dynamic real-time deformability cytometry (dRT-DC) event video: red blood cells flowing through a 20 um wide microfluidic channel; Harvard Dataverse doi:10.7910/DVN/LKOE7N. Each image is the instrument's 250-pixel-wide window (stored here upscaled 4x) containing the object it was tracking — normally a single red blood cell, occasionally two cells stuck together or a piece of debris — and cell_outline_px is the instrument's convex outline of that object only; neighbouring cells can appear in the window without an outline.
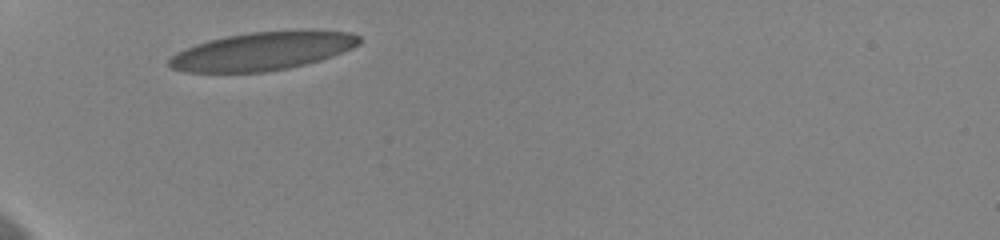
{"species": "human", "species_latin": "Homo sapiens", "temperature_condition": "cold", "stored_images_in_passage": 30, "camera_frame_rate_fps": 3000, "um_per_image_px": 0.085, "donor": {"sex": "female"}, "frame": {"image": 1, "passage_image": 1, "time_ms": 0.0, "image_size_px": [1000, 240], "cell_outline_px": [[360, 44], [352, 48], [332, 56], [320, 60], [288, 68], [264, 72], [184, 72], [172, 68], [168, 64], [168, 60], [176, 52], [196, 44], [208, 40], [228, 36], [252, 32], [300, 28], [308, 28], [352, 32], [360, 36]], "centroid_in_image_um": [22.38, 4.31], "position_along_channel_um": 62.6, "area_um2": 43.0}, "authors_computed_cell_mechanics": {"area_um2": 41.4137, "velocity_mm_per_s": 3.6024, "shape_relaxation_time_tau1_ms": 3.4056, "shape_relaxation_time_tau2_ms": null, "deformation_change_tau1": 0.1646, "deformation_change_tau2": null}}